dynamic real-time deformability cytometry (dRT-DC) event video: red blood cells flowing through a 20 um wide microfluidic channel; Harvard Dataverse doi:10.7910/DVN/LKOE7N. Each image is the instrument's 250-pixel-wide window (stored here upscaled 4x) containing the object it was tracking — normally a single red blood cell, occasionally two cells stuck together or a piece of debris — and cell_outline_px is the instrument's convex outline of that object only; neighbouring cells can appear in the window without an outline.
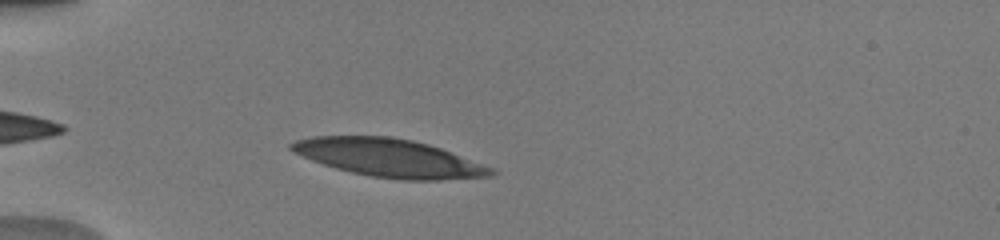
{"species": "human", "species_latin": "Homo sapiens", "temperature_condition": "warm", "stored_images_in_passage": 37, "camera_frame_rate_fps": 3000, "um_per_image_px": 0.085, "donor": {"sex": "male"}, "frame": {"image": 1, "passage_image": 5, "time_ms": 1.333, "image_size_px": [1000, 240], "cell_outline_px": [[496, 172], [492, 176], [440, 180], [404, 180], [372, 176], [352, 172], [336, 168], [312, 160], [292, 152], [288, 148], [288, 144], [296, 140], [312, 136], [388, 136], [412, 140], [428, 144], [440, 148], [496, 168]], "centroid_in_image_um": [33.09, 13.42], "position_along_channel_um": 51.9, "area_um2": 44.22}}
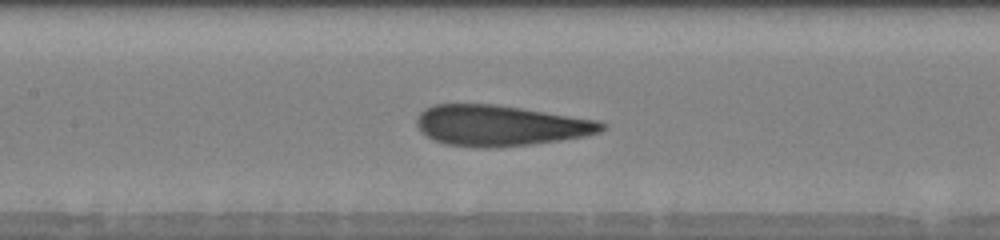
{"frame": {"image": 2, "passage_image": 15, "time_ms": 4.667, "image_size_px": [1000, 240], "cell_outline_px": [[608, 124], [600, 132], [584, 136], [528, 144], [492, 148], [480, 148], [448, 144], [436, 140], [428, 136], [416, 124], [416, 120], [420, 112], [424, 108], [432, 104], [496, 104], [600, 120]], "centroid_in_image_um": [42.54, 10.65], "position_along_channel_um": 164.9, "area_um2": 43.7}}
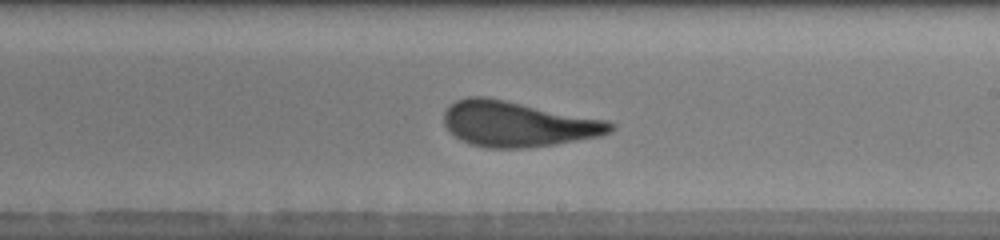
{"frame": {"image": 3, "passage_image": 21, "time_ms": 6.667, "image_size_px": [1000, 240], "cell_outline_px": [[616, 128], [612, 132], [600, 136], [556, 144], [524, 148], [488, 148], [468, 144], [460, 140], [444, 124], [444, 112], [448, 104], [456, 100], [468, 96], [488, 96], [608, 120], [616, 124]], "centroid_in_image_um": [44.02, 10.52], "position_along_channel_um": 245.0, "area_um2": 44.62}, "authors_computed_cell_mechanics": {"area_um2": 43.4656, "velocity_mm_per_s": 4.0179, "shape_relaxation_time_tau1_ms": 3.8253, "shape_relaxation_time_tau2_ms": 0.7994, "deformation_change_tau1": 0.1929, "deformation_change_tau2": 0.0843}}